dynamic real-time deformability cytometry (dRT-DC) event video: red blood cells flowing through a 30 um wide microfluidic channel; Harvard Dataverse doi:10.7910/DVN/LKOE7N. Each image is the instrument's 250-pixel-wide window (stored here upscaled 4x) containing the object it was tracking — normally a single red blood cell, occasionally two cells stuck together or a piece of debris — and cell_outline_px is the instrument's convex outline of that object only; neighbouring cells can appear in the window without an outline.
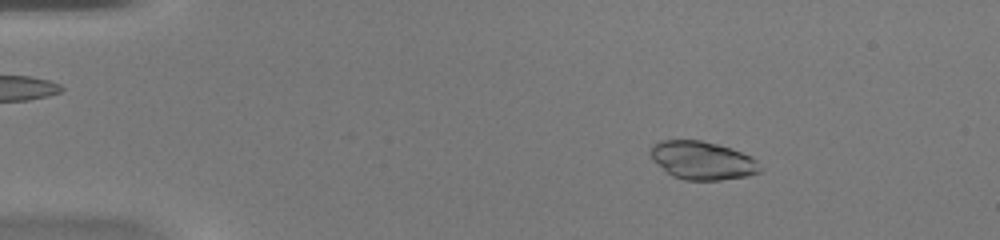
{"species": "common noctule bat (a hibernating species)", "species_latin": "Nyctalus noctula", "temperature_condition": "warm", "stored_images_in_passage": 49, "camera_frame_rate_fps": 3000, "um_per_image_px": 0.085, "animal": {"sex": "female", "body_mass_g": 20.0, "forearm_length_mm": 54.0}, "frame": {"image": 1, "passage_image": 8, "time_ms": 2.333, "image_size_px": [1000, 240], "cell_outline_px": [[760, 172], [748, 176], [720, 180], [684, 180], [672, 176], [648, 152], [652, 144], [656, 140], [700, 140], [716, 144], [752, 156], [756, 160], [760, 168]], "centroid_in_image_um": [59.69, 13.63], "position_along_channel_um": 25.3, "area_um2": 24.16}}
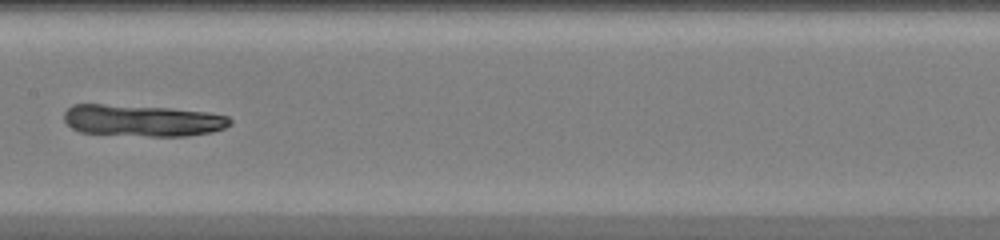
{"frame": {"image": 2, "passage_image": 26, "time_ms": 8.333, "image_size_px": [1000, 240], "cell_outline_px": [[232, 124], [224, 128], [212, 132], [188, 136], [148, 136], [80, 132], [72, 128], [64, 120], [64, 112], [72, 104], [100, 104], [168, 108], [208, 112], [228, 116], [232, 120]], "centroid_in_image_um": [12.12, 10.24], "position_along_channel_um": 195.3, "area_um2": 30.58}}
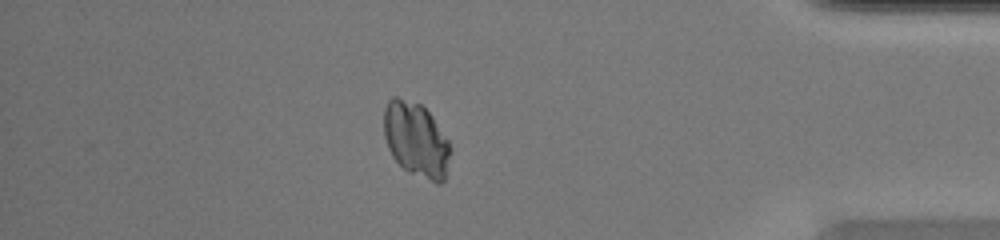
{"frame": {"image": 3, "passage_image": 43, "time_ms": 14.0, "image_size_px": [1000, 240], "cell_outline_px": [[448, 156], [444, 180], [440, 184], [436, 184], [408, 172], [392, 156], [388, 148], [384, 136], [384, 108], [388, 100], [392, 96], [396, 96], [420, 104], [432, 116], [448, 140]], "centroid_in_image_um": [35.33, 11.86], "position_along_channel_um": 399.9, "area_um2": 28.61}}